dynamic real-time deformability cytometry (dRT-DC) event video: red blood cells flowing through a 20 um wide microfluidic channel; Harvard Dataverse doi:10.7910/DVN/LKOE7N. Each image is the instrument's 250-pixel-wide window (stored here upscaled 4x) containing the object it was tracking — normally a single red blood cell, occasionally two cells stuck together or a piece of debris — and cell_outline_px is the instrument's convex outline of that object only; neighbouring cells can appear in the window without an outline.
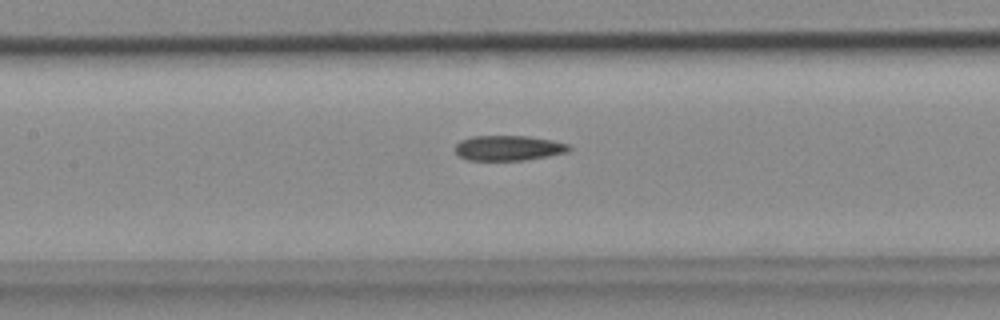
{"species": "common noctule bat (a hibernating species)", "species_latin": "Nyctalus noctula", "temperature_condition": "cold", "stored_images_in_passage": 40, "camera_frame_rate_fps": 3000, "um_per_image_px": 0.085, "animal": {"sex": "female", "body_mass_g": 18.4}, "frame": {"image": 1, "passage_image": 16, "time_ms": 5.0, "image_size_px": [1000, 320], "cell_outline_px": [[572, 148], [568, 152], [528, 160], [468, 160], [460, 156], [456, 152], [456, 144], [460, 140], [472, 136], [528, 136], [552, 140], [568, 144]], "centroid_in_image_um": [43.24, 12.58], "position_along_channel_um": 164.2, "area_um2": 16.7}}
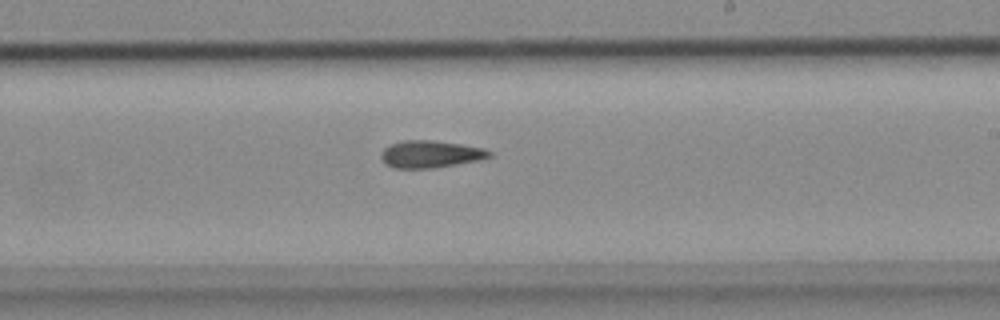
{"frame": {"image": 2, "passage_image": 23, "time_ms": 7.333, "image_size_px": [1000, 320], "cell_outline_px": [[492, 156], [480, 160], [436, 168], [392, 168], [384, 164], [380, 156], [384, 148], [392, 144], [404, 140], [432, 140], [460, 144], [484, 148], [492, 152]], "centroid_in_image_um": [36.59, 13.11], "position_along_channel_um": 252.4, "area_um2": 17.28}}
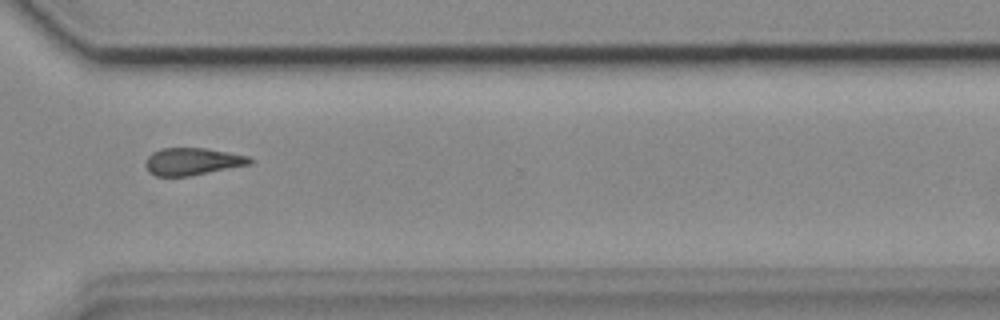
{"frame": {"image": 3, "passage_image": 31, "time_ms": 10.0, "image_size_px": [1000, 320], "cell_outline_px": [[252, 164], [188, 176], [156, 176], [148, 172], [144, 164], [148, 156], [152, 152], [160, 148], [204, 148], [248, 156], [252, 160]], "centroid_in_image_um": [16.31, 13.73], "position_along_channel_um": 354.3, "area_um2": 16.53}}